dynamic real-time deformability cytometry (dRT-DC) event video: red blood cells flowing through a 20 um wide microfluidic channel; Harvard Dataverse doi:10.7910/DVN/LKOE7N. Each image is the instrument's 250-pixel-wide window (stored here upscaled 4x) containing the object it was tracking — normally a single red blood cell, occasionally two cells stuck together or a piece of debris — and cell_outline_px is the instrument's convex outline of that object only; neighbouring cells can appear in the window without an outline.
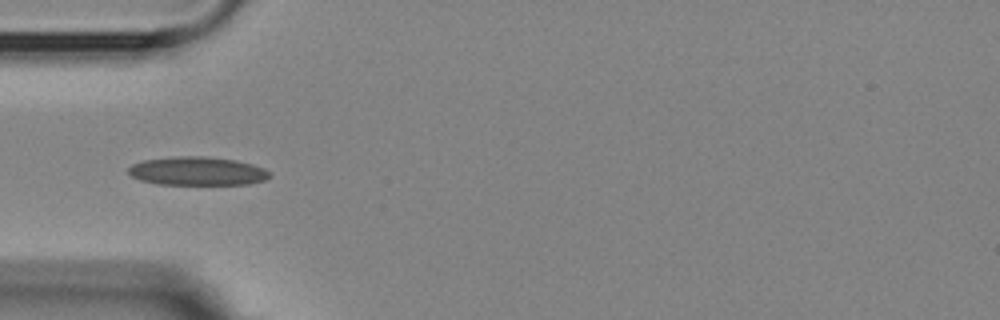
{"species": "Egyptian fruit bat (a non-hibernating species)", "species_latin": "Rousettus aegyptiacus", "temperature_condition": "room temperature", "stored_images_in_passage": 3, "camera_frame_rate_fps": 3000, "um_per_image_px": 0.085, "animal": {"sex": "female"}, "frame": {"image": 1, "passage_image": 1, "time_ms": 0.0, "image_size_px": [1000, 320], "cell_outline_px": [[272, 172], [264, 180], [248, 184], [156, 184], [140, 180], [132, 176], [128, 172], [128, 168], [132, 164], [144, 160], [176, 156], [204, 156], [236, 160], [252, 164], [264, 168]], "centroid_in_image_um": [16.76, 14.54], "position_along_channel_um": 68.2, "area_um2": 23.47}}
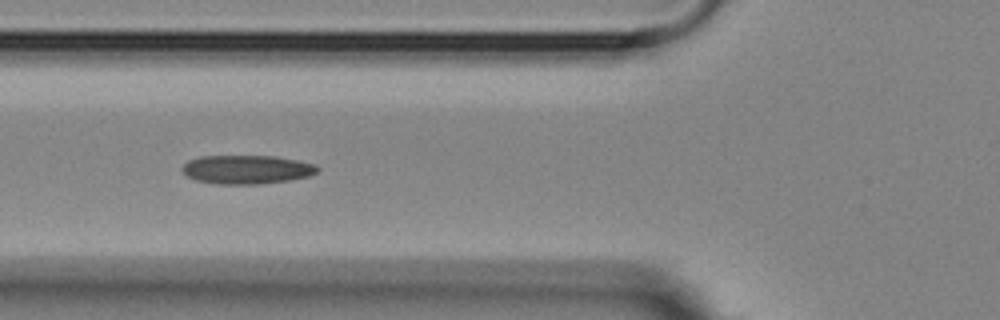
{"frame": {"image": 2, "passage_image": 2, "time_ms": 1.0, "image_size_px": [1000, 320], "cell_outline_px": [[320, 168], [316, 172], [308, 176], [288, 180], [260, 184], [216, 184], [196, 180], [188, 176], [180, 168], [188, 160], [200, 156], [276, 156], [316, 164]], "centroid_in_image_um": [20.96, 14.4], "position_along_channel_um": 104.8, "area_um2": 22.66}}
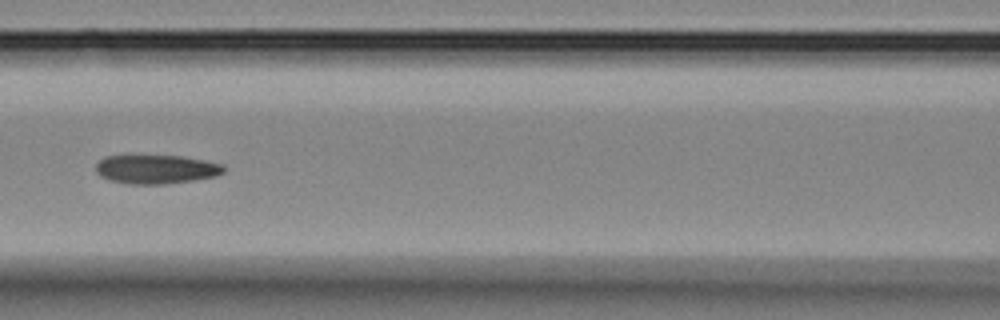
{"frame": {"image": 3, "passage_image": 3, "time_ms": 2.333, "image_size_px": [1000, 320], "cell_outline_px": [[224, 172], [216, 176], [192, 180], [164, 184], [128, 184], [108, 180], [100, 176], [96, 172], [96, 164], [104, 156], [184, 156], [224, 164]], "centroid_in_image_um": [13.27, 14.39], "position_along_channel_um": 153.3, "area_um2": 21.56}}